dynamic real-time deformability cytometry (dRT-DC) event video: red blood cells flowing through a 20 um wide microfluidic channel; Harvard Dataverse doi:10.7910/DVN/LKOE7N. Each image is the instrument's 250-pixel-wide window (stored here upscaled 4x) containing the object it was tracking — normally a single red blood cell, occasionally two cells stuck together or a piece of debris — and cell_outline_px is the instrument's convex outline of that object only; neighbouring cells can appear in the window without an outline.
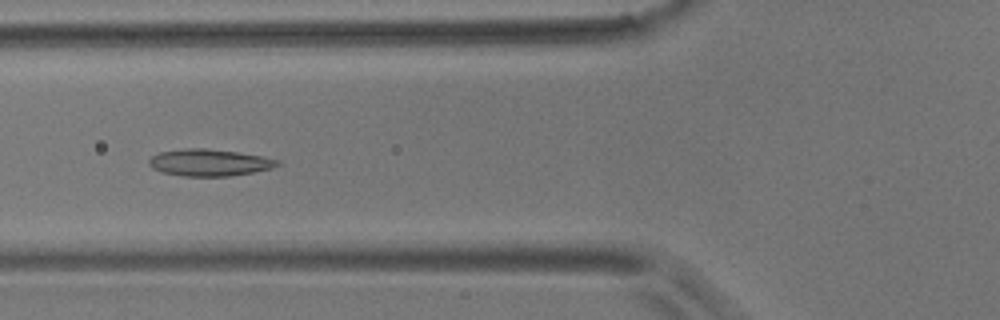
{"species": "common noctule bat (a hibernating species)", "species_latin": "Nyctalus noctula", "temperature_condition": "room temperature", "stored_images_in_passage": 55, "camera_frame_rate_fps": 3000, "um_per_image_px": 0.085, "animal": {"sex": "male", "body_mass_g": 17.9}, "frame": {"image": 1, "passage_image": 20, "time_ms": 6.333, "image_size_px": [1000, 320], "cell_outline_px": [[280, 164], [272, 168], [232, 176], [184, 176], [160, 172], [152, 168], [148, 164], [148, 160], [152, 156], [160, 152], [188, 148], [204, 148], [236, 152], [260, 156], [280, 160]], "centroid_in_image_um": [17.77, 13.82], "position_along_channel_um": 108.0, "area_um2": 20.0}}
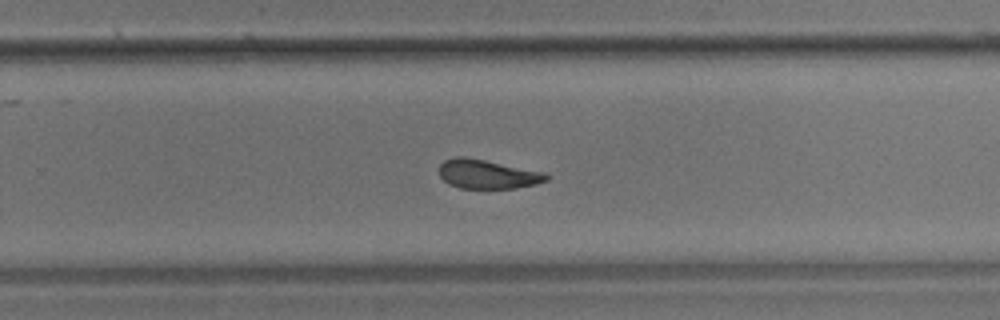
{"frame": {"image": 2, "passage_image": 35, "time_ms": 11.333, "image_size_px": [1000, 320], "cell_outline_px": [[548, 180], [536, 184], [516, 188], [460, 188], [448, 184], [440, 176], [440, 164], [444, 160], [456, 156], [464, 156], [544, 172], [548, 176]], "centroid_in_image_um": [41.41, 14.8], "position_along_channel_um": 288.4, "area_um2": 18.03}}
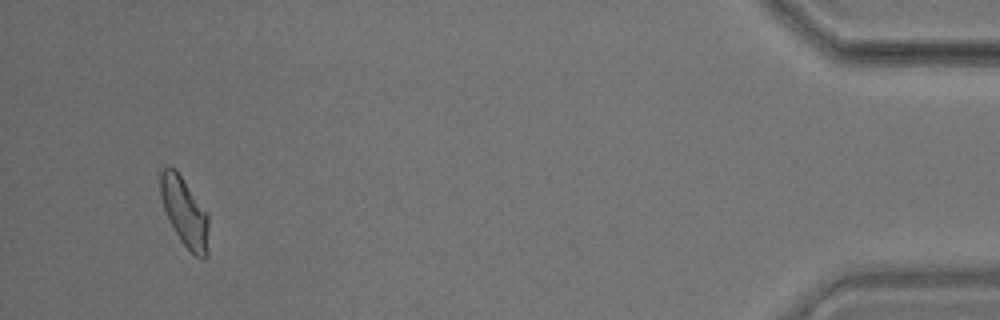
{"frame": {"image": 3, "passage_image": 52, "time_ms": 17.0, "image_size_px": [1000, 320], "cell_outline_px": [[208, 256], [204, 260], [200, 260], [180, 240], [164, 208], [160, 196], [160, 172], [164, 168], [176, 168], [208, 212]], "centroid_in_image_um": [15.73, 18.03], "position_along_channel_um": 419.5, "area_um2": 19.42}, "authors_computed_cell_mechanics": {"area_um2": 19.4208, "velocity_mm_per_s": 3.6123, "shape_relaxation_time_tau1_ms": 8.7713, "shape_relaxation_time_tau2_ms": 1.1426, "deformation_change_tau1": 0.1667, "deformation_change_tau2": 0.0688}}